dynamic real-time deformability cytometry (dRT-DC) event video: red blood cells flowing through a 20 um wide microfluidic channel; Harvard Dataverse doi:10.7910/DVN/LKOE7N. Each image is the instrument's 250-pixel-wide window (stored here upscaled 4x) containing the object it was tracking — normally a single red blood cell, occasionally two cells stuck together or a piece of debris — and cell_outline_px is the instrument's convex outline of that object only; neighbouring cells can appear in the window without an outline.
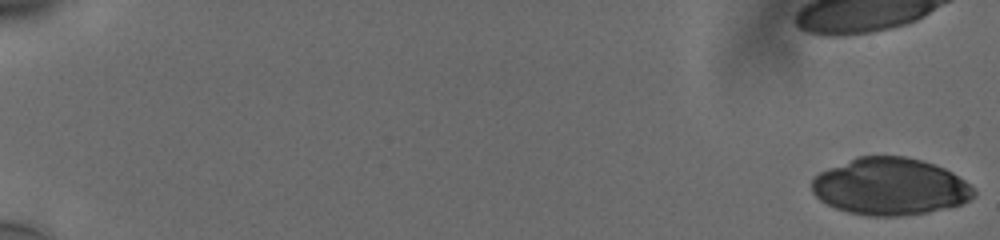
{"species": "human", "species_latin": "Homo sapiens", "temperature_condition": "cold", "stored_images_in_passage": 49, "camera_frame_rate_fps": 3000, "um_per_image_px": 0.085, "donor": {"sex": "male"}, "frame": {"image": 1, "passage_image": 1, "time_ms": 0.0, "image_size_px": [1000, 240], "cell_outline_px": [[976, 192], [968, 200], [960, 204], [928, 212], [900, 216], [868, 216], [848, 212], [836, 208], [820, 200], [812, 192], [812, 180], [820, 172], [828, 168], [856, 156], [904, 156], [920, 160], [944, 168], [952, 172], [964, 180]], "centroid_in_image_um": [75.62, 15.85], "position_along_channel_um": 9.4, "area_um2": 53.58}}